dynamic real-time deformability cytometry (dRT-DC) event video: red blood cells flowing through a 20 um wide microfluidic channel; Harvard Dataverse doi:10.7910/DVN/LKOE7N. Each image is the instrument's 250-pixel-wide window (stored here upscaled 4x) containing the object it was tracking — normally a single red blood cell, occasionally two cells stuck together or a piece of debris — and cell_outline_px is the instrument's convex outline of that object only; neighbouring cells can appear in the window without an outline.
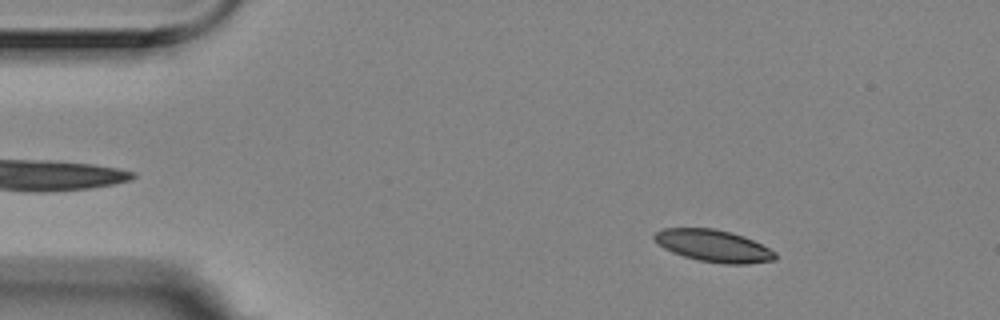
{"species": "Egyptian fruit bat (a non-hibernating species)", "species_latin": "Rousettus aegyptiacus", "temperature_condition": "room temperature", "stored_images_in_passage": 4, "camera_frame_rate_fps": 3000, "um_per_image_px": 0.085, "animal": {"sex": "female"}, "frame": {"image": 1, "passage_image": 2, "time_ms": 0.333, "image_size_px": [1000, 320], "cell_outline_px": [[776, 260], [748, 264], [724, 264], [700, 260], [684, 256], [672, 252], [664, 248], [652, 236], [656, 232], [664, 228], [716, 228], [732, 232], [744, 236], [776, 252]], "centroid_in_image_um": [60.67, 20.89], "position_along_channel_um": 24.3, "area_um2": 22.48}}
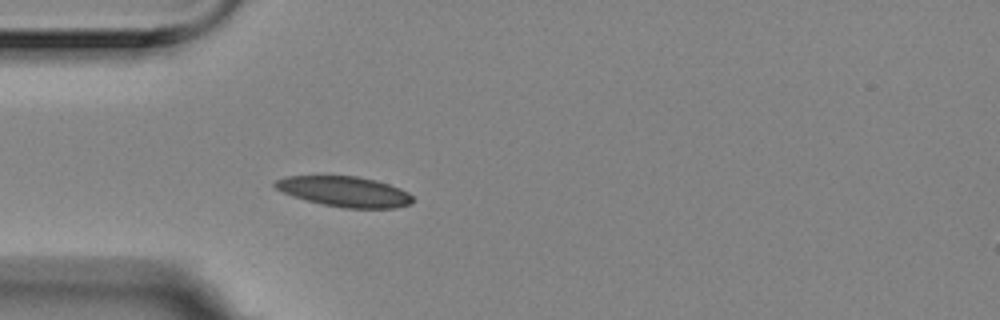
{"frame": {"image": 2, "passage_image": 4, "time_ms": 1.0, "image_size_px": [1000, 320], "cell_outline_px": [[412, 204], [396, 208], [344, 208], [324, 204], [292, 196], [276, 188], [272, 184], [276, 180], [288, 176], [356, 176], [376, 180], [400, 188], [408, 192], [412, 196]], "centroid_in_image_um": [29.32, 16.28], "position_along_channel_um": 55.7, "area_um2": 24.16}}